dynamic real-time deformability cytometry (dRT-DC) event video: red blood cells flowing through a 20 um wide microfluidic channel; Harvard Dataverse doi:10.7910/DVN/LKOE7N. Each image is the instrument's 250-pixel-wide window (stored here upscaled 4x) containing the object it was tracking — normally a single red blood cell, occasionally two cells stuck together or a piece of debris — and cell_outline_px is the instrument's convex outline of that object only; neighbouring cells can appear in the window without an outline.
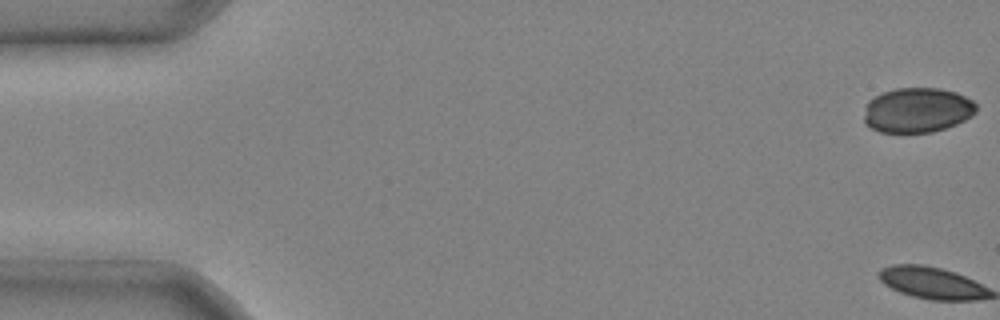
{"species": "common noctule bat (a hibernating species)", "species_latin": "Nyctalus noctula", "temperature_condition": "cold", "stored_images_in_passage": 6, "camera_frame_rate_fps": 3000, "um_per_image_px": 0.085, "animal": {"sex": "male", "body_mass_g": 20.4}, "frame": {"image": 1, "passage_image": 1, "time_ms": 0.0, "image_size_px": [1000, 320], "cell_outline_px": [[976, 112], [972, 116], [956, 124], [932, 132], [880, 132], [864, 124], [864, 116], [868, 100], [884, 92], [896, 88], [940, 88], [956, 92], [972, 100], [976, 104]], "centroid_in_image_um": [77.97, 9.36], "position_along_channel_um": 7.0, "area_um2": 29.3}}